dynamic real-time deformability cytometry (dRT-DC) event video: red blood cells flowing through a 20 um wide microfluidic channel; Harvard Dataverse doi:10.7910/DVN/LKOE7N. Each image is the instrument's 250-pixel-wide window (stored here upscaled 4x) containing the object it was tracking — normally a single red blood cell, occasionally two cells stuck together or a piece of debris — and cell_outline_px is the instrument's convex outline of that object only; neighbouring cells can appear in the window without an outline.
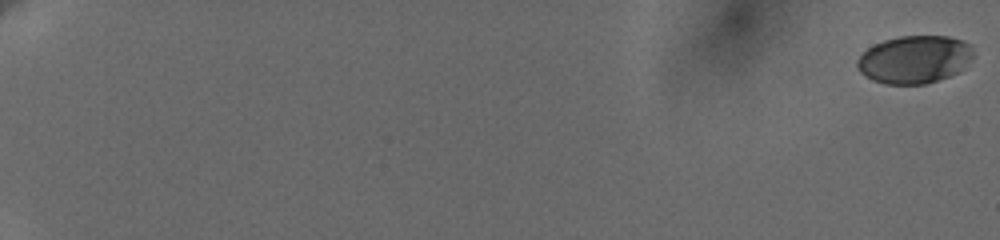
{"species": "human", "species_latin": "Homo sapiens", "temperature_condition": "cold", "stored_images_in_passage": 17, "camera_frame_rate_fps": 3000, "um_per_image_px": 0.085, "donor": {"sex": "female"}, "frame": {"image": 1, "passage_image": 1, "time_ms": 0.0, "image_size_px": [1000, 240], "cell_outline_px": [[976, 56], [960, 72], [924, 84], [884, 84], [872, 80], [864, 76], [856, 68], [856, 60], [868, 48], [884, 40], [900, 36], [948, 36], [964, 40], [972, 44]], "centroid_in_image_um": [77.78, 5.05], "position_along_channel_um": 7.2, "area_um2": 32.83}}